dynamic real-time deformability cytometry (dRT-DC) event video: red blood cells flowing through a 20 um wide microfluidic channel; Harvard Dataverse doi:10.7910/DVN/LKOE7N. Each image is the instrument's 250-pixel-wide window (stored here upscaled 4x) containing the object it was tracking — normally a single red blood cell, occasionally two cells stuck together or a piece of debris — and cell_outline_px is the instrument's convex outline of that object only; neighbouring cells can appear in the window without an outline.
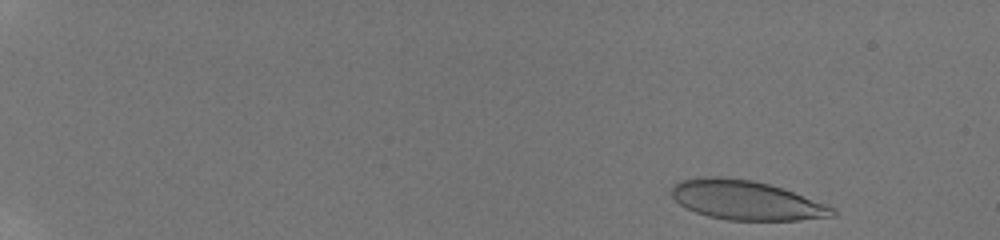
{"species": "human", "species_latin": "Homo sapiens", "temperature_condition": "room temperature", "stored_images_in_passage": 7, "camera_frame_rate_fps": 3000, "um_per_image_px": 0.085, "donor": {"sex": "male"}, "frame": {"image": 1, "passage_image": 1, "time_ms": 0.0, "image_size_px": [1000, 240], "cell_outline_px": [[836, 216], [800, 220], [728, 220], [708, 216], [696, 212], [680, 204], [672, 196], [672, 188], [680, 180], [704, 176], [720, 176], [752, 180], [768, 184], [792, 192], [824, 204], [832, 208], [836, 212]], "centroid_in_image_um": [63.39, 17.02], "position_along_channel_um": 21.6, "area_um2": 36.41}}